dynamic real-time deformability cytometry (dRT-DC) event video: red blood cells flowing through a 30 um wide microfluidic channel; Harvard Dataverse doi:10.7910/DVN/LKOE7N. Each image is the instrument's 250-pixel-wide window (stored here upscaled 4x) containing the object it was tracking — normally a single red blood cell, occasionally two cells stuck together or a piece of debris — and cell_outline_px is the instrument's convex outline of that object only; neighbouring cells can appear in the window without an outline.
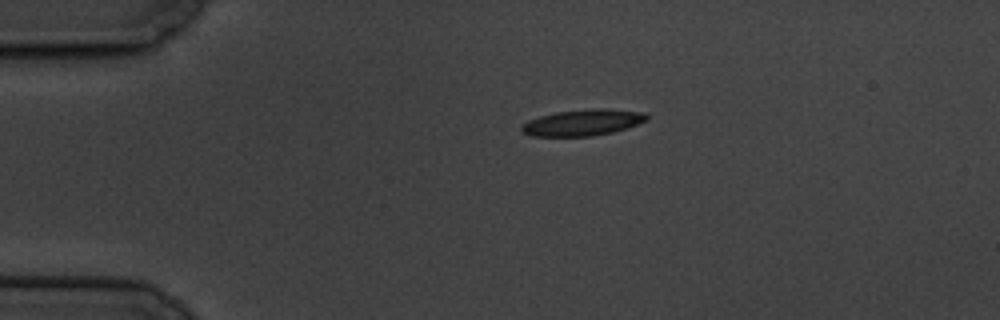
{"species": "common noctule bat (a hibernating species)", "species_latin": "Nyctalus noctula", "temperature_condition": "cold", "stored_images_in_passage": 4, "camera_frame_rate_fps": 3000, "um_per_image_px": 0.085, "animal": {"sex": "male", "body_mass_g": 19.5, "forearm_length_mm": 54.6}, "frame": {"image": 1, "passage_image": 1, "time_ms": 0.0, "image_size_px": [1000, 320], "cell_outline_px": [[648, 120], [628, 128], [612, 132], [592, 136], [532, 136], [520, 132], [520, 128], [528, 120], [540, 116], [556, 112], [592, 108], [604, 108], [640, 112], [648, 116]], "centroid_in_image_um": [49.52, 10.42], "position_along_channel_um": 35.5, "area_um2": 19.13}}
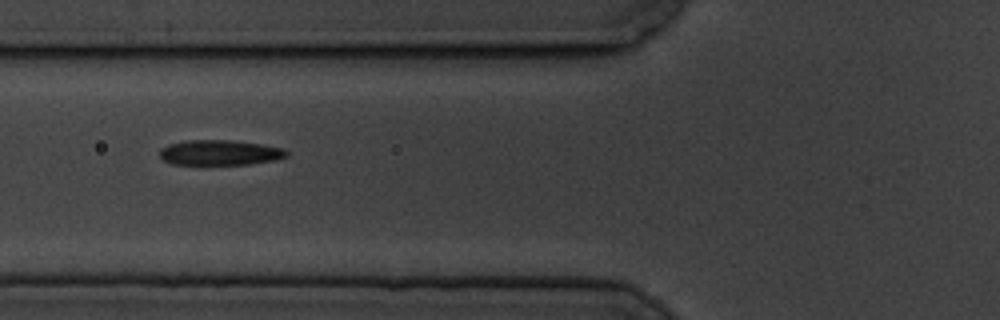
{"frame": {"image": 2, "passage_image": 3, "time_ms": 3.333, "image_size_px": [1000, 320], "cell_outline_px": [[288, 156], [276, 160], [248, 164], [172, 164], [160, 160], [160, 148], [168, 144], [184, 140], [232, 140], [260, 144], [284, 148], [288, 152]], "centroid_in_image_um": [18.66, 12.97], "position_along_channel_um": 107.1, "area_um2": 18.79}}
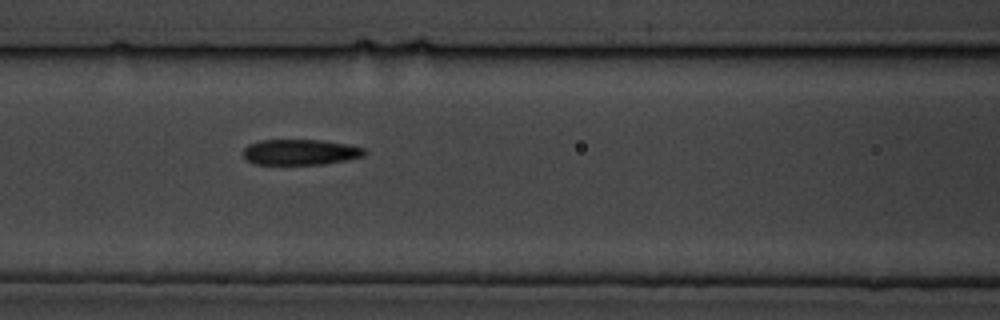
{"frame": {"image": 3, "passage_image": 4, "time_ms": 4.333, "image_size_px": [1000, 320], "cell_outline_px": [[368, 152], [364, 156], [348, 160], [324, 164], [256, 164], [248, 160], [244, 156], [244, 148], [248, 144], [260, 140], [320, 140], [348, 144], [364, 148]], "centroid_in_image_um": [25.57, 12.93], "position_along_channel_um": 141.0, "area_um2": 18.15}}